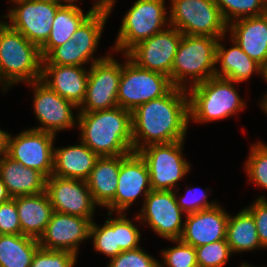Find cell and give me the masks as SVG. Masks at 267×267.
<instances>
[{
    "mask_svg": "<svg viewBox=\"0 0 267 267\" xmlns=\"http://www.w3.org/2000/svg\"><path fill=\"white\" fill-rule=\"evenodd\" d=\"M115 3L116 0H95L92 7L95 10H107L111 14Z\"/></svg>",
    "mask_w": 267,
    "mask_h": 267,
    "instance_id": "7bdbcfd3",
    "label": "cell"
},
{
    "mask_svg": "<svg viewBox=\"0 0 267 267\" xmlns=\"http://www.w3.org/2000/svg\"><path fill=\"white\" fill-rule=\"evenodd\" d=\"M228 32L251 59L267 66V13L235 20L228 25Z\"/></svg>",
    "mask_w": 267,
    "mask_h": 267,
    "instance_id": "44dd1931",
    "label": "cell"
},
{
    "mask_svg": "<svg viewBox=\"0 0 267 267\" xmlns=\"http://www.w3.org/2000/svg\"><path fill=\"white\" fill-rule=\"evenodd\" d=\"M184 140L152 144L138 151L147 164L152 190L175 191L191 170L183 156ZM176 188V189H175Z\"/></svg>",
    "mask_w": 267,
    "mask_h": 267,
    "instance_id": "9c48e42d",
    "label": "cell"
},
{
    "mask_svg": "<svg viewBox=\"0 0 267 267\" xmlns=\"http://www.w3.org/2000/svg\"><path fill=\"white\" fill-rule=\"evenodd\" d=\"M182 33L169 26L132 47L125 55L137 66L167 75L171 81L174 56Z\"/></svg>",
    "mask_w": 267,
    "mask_h": 267,
    "instance_id": "2e32d148",
    "label": "cell"
},
{
    "mask_svg": "<svg viewBox=\"0 0 267 267\" xmlns=\"http://www.w3.org/2000/svg\"><path fill=\"white\" fill-rule=\"evenodd\" d=\"M219 38L182 35L171 70L174 87L188 89L215 76Z\"/></svg>",
    "mask_w": 267,
    "mask_h": 267,
    "instance_id": "5b68a950",
    "label": "cell"
},
{
    "mask_svg": "<svg viewBox=\"0 0 267 267\" xmlns=\"http://www.w3.org/2000/svg\"><path fill=\"white\" fill-rule=\"evenodd\" d=\"M43 57L40 48L10 26L0 42V86L2 92L18 83L41 79Z\"/></svg>",
    "mask_w": 267,
    "mask_h": 267,
    "instance_id": "277c9868",
    "label": "cell"
},
{
    "mask_svg": "<svg viewBox=\"0 0 267 267\" xmlns=\"http://www.w3.org/2000/svg\"><path fill=\"white\" fill-rule=\"evenodd\" d=\"M0 234H21V226L15 200L0 204Z\"/></svg>",
    "mask_w": 267,
    "mask_h": 267,
    "instance_id": "60d3db41",
    "label": "cell"
},
{
    "mask_svg": "<svg viewBox=\"0 0 267 267\" xmlns=\"http://www.w3.org/2000/svg\"><path fill=\"white\" fill-rule=\"evenodd\" d=\"M80 139L99 157L128 155L133 150L132 112L116 106L78 112Z\"/></svg>",
    "mask_w": 267,
    "mask_h": 267,
    "instance_id": "7a4b0ae2",
    "label": "cell"
},
{
    "mask_svg": "<svg viewBox=\"0 0 267 267\" xmlns=\"http://www.w3.org/2000/svg\"><path fill=\"white\" fill-rule=\"evenodd\" d=\"M226 241L232 254L263 249L254 218L245 207L237 215L229 214Z\"/></svg>",
    "mask_w": 267,
    "mask_h": 267,
    "instance_id": "83f0119b",
    "label": "cell"
},
{
    "mask_svg": "<svg viewBox=\"0 0 267 267\" xmlns=\"http://www.w3.org/2000/svg\"><path fill=\"white\" fill-rule=\"evenodd\" d=\"M169 25L183 35L221 38L228 33L214 0H169Z\"/></svg>",
    "mask_w": 267,
    "mask_h": 267,
    "instance_id": "52a82bcc",
    "label": "cell"
},
{
    "mask_svg": "<svg viewBox=\"0 0 267 267\" xmlns=\"http://www.w3.org/2000/svg\"><path fill=\"white\" fill-rule=\"evenodd\" d=\"M0 178L12 198L40 194L46 187V178L40 172L24 167L7 155L0 158Z\"/></svg>",
    "mask_w": 267,
    "mask_h": 267,
    "instance_id": "d4e9b609",
    "label": "cell"
},
{
    "mask_svg": "<svg viewBox=\"0 0 267 267\" xmlns=\"http://www.w3.org/2000/svg\"><path fill=\"white\" fill-rule=\"evenodd\" d=\"M107 267H159V261L139 247L122 251L110 259Z\"/></svg>",
    "mask_w": 267,
    "mask_h": 267,
    "instance_id": "f35d334b",
    "label": "cell"
},
{
    "mask_svg": "<svg viewBox=\"0 0 267 267\" xmlns=\"http://www.w3.org/2000/svg\"><path fill=\"white\" fill-rule=\"evenodd\" d=\"M118 238L122 251L133 250L140 247L141 232L139 227L126 217V213H117Z\"/></svg>",
    "mask_w": 267,
    "mask_h": 267,
    "instance_id": "ab89813d",
    "label": "cell"
},
{
    "mask_svg": "<svg viewBox=\"0 0 267 267\" xmlns=\"http://www.w3.org/2000/svg\"><path fill=\"white\" fill-rule=\"evenodd\" d=\"M246 209L252 214L263 249L267 248V198L258 196Z\"/></svg>",
    "mask_w": 267,
    "mask_h": 267,
    "instance_id": "b9f144b4",
    "label": "cell"
},
{
    "mask_svg": "<svg viewBox=\"0 0 267 267\" xmlns=\"http://www.w3.org/2000/svg\"><path fill=\"white\" fill-rule=\"evenodd\" d=\"M64 2H78V0H62Z\"/></svg>",
    "mask_w": 267,
    "mask_h": 267,
    "instance_id": "f907efd6",
    "label": "cell"
},
{
    "mask_svg": "<svg viewBox=\"0 0 267 267\" xmlns=\"http://www.w3.org/2000/svg\"><path fill=\"white\" fill-rule=\"evenodd\" d=\"M120 170L119 156L99 157L87 180L94 202L106 207L115 197Z\"/></svg>",
    "mask_w": 267,
    "mask_h": 267,
    "instance_id": "484cf974",
    "label": "cell"
},
{
    "mask_svg": "<svg viewBox=\"0 0 267 267\" xmlns=\"http://www.w3.org/2000/svg\"><path fill=\"white\" fill-rule=\"evenodd\" d=\"M109 16L107 10H94L74 32L72 41L81 48H98Z\"/></svg>",
    "mask_w": 267,
    "mask_h": 267,
    "instance_id": "1f68e13d",
    "label": "cell"
},
{
    "mask_svg": "<svg viewBox=\"0 0 267 267\" xmlns=\"http://www.w3.org/2000/svg\"><path fill=\"white\" fill-rule=\"evenodd\" d=\"M239 267H255V266H252L251 264L247 263V262H244L242 264H240ZM266 267V266H265Z\"/></svg>",
    "mask_w": 267,
    "mask_h": 267,
    "instance_id": "c3c4849f",
    "label": "cell"
},
{
    "mask_svg": "<svg viewBox=\"0 0 267 267\" xmlns=\"http://www.w3.org/2000/svg\"><path fill=\"white\" fill-rule=\"evenodd\" d=\"M86 96L78 112H92L118 106L121 63L112 53L89 67Z\"/></svg>",
    "mask_w": 267,
    "mask_h": 267,
    "instance_id": "5bb4252c",
    "label": "cell"
},
{
    "mask_svg": "<svg viewBox=\"0 0 267 267\" xmlns=\"http://www.w3.org/2000/svg\"><path fill=\"white\" fill-rule=\"evenodd\" d=\"M97 48H81L70 39L63 45L55 47L44 59L42 65H71V66H85L89 63L99 62L107 58L111 53L102 56L94 57V52Z\"/></svg>",
    "mask_w": 267,
    "mask_h": 267,
    "instance_id": "f546056e",
    "label": "cell"
},
{
    "mask_svg": "<svg viewBox=\"0 0 267 267\" xmlns=\"http://www.w3.org/2000/svg\"><path fill=\"white\" fill-rule=\"evenodd\" d=\"M12 197L9 195L5 184L0 178V204L9 201Z\"/></svg>",
    "mask_w": 267,
    "mask_h": 267,
    "instance_id": "f6af8a7d",
    "label": "cell"
},
{
    "mask_svg": "<svg viewBox=\"0 0 267 267\" xmlns=\"http://www.w3.org/2000/svg\"><path fill=\"white\" fill-rule=\"evenodd\" d=\"M45 191L54 211L84 218L94 217L97 204L87 181L51 175L46 179Z\"/></svg>",
    "mask_w": 267,
    "mask_h": 267,
    "instance_id": "e0dca14e",
    "label": "cell"
},
{
    "mask_svg": "<svg viewBox=\"0 0 267 267\" xmlns=\"http://www.w3.org/2000/svg\"><path fill=\"white\" fill-rule=\"evenodd\" d=\"M124 56L117 95L119 107L133 112L143 103L166 95L174 87L167 75L141 68Z\"/></svg>",
    "mask_w": 267,
    "mask_h": 267,
    "instance_id": "ba28073f",
    "label": "cell"
},
{
    "mask_svg": "<svg viewBox=\"0 0 267 267\" xmlns=\"http://www.w3.org/2000/svg\"><path fill=\"white\" fill-rule=\"evenodd\" d=\"M261 99H262L260 100L261 109L267 115V93Z\"/></svg>",
    "mask_w": 267,
    "mask_h": 267,
    "instance_id": "7dc6e473",
    "label": "cell"
},
{
    "mask_svg": "<svg viewBox=\"0 0 267 267\" xmlns=\"http://www.w3.org/2000/svg\"><path fill=\"white\" fill-rule=\"evenodd\" d=\"M214 2L228 25L241 18L267 13V0H214Z\"/></svg>",
    "mask_w": 267,
    "mask_h": 267,
    "instance_id": "d6a6232c",
    "label": "cell"
},
{
    "mask_svg": "<svg viewBox=\"0 0 267 267\" xmlns=\"http://www.w3.org/2000/svg\"><path fill=\"white\" fill-rule=\"evenodd\" d=\"M13 8L3 17L9 26L41 48L51 33L53 21L62 0H10Z\"/></svg>",
    "mask_w": 267,
    "mask_h": 267,
    "instance_id": "30bf717a",
    "label": "cell"
},
{
    "mask_svg": "<svg viewBox=\"0 0 267 267\" xmlns=\"http://www.w3.org/2000/svg\"><path fill=\"white\" fill-rule=\"evenodd\" d=\"M151 190L148 167L141 155L138 152L120 155L118 187L105 208L112 213H124L141 195L144 200Z\"/></svg>",
    "mask_w": 267,
    "mask_h": 267,
    "instance_id": "9a60e30c",
    "label": "cell"
},
{
    "mask_svg": "<svg viewBox=\"0 0 267 267\" xmlns=\"http://www.w3.org/2000/svg\"><path fill=\"white\" fill-rule=\"evenodd\" d=\"M195 249L198 267H224L232 256L226 240L201 245Z\"/></svg>",
    "mask_w": 267,
    "mask_h": 267,
    "instance_id": "d590c367",
    "label": "cell"
},
{
    "mask_svg": "<svg viewBox=\"0 0 267 267\" xmlns=\"http://www.w3.org/2000/svg\"><path fill=\"white\" fill-rule=\"evenodd\" d=\"M263 80L267 81V66L264 68V78Z\"/></svg>",
    "mask_w": 267,
    "mask_h": 267,
    "instance_id": "681fc988",
    "label": "cell"
},
{
    "mask_svg": "<svg viewBox=\"0 0 267 267\" xmlns=\"http://www.w3.org/2000/svg\"><path fill=\"white\" fill-rule=\"evenodd\" d=\"M33 88V110L39 126L31 129L56 135L58 131L74 128L78 116L74 117L73 109H79L74 103L61 97L41 80L27 83Z\"/></svg>",
    "mask_w": 267,
    "mask_h": 267,
    "instance_id": "4fadbf2b",
    "label": "cell"
},
{
    "mask_svg": "<svg viewBox=\"0 0 267 267\" xmlns=\"http://www.w3.org/2000/svg\"><path fill=\"white\" fill-rule=\"evenodd\" d=\"M55 140L56 135L31 128L16 136L9 133L7 156L47 179L53 173Z\"/></svg>",
    "mask_w": 267,
    "mask_h": 267,
    "instance_id": "7c38bea8",
    "label": "cell"
},
{
    "mask_svg": "<svg viewBox=\"0 0 267 267\" xmlns=\"http://www.w3.org/2000/svg\"><path fill=\"white\" fill-rule=\"evenodd\" d=\"M225 36L219 38L216 48V65L219 64L221 68L215 69V76L225 78L240 84L253 76L252 74H260L264 78V68L251 59L237 44L235 40L230 37V48H226L221 40ZM221 43H220V42Z\"/></svg>",
    "mask_w": 267,
    "mask_h": 267,
    "instance_id": "7402d4cb",
    "label": "cell"
},
{
    "mask_svg": "<svg viewBox=\"0 0 267 267\" xmlns=\"http://www.w3.org/2000/svg\"><path fill=\"white\" fill-rule=\"evenodd\" d=\"M19 215L21 234L39 239L54 212L46 191L13 197Z\"/></svg>",
    "mask_w": 267,
    "mask_h": 267,
    "instance_id": "cb8c5ba5",
    "label": "cell"
},
{
    "mask_svg": "<svg viewBox=\"0 0 267 267\" xmlns=\"http://www.w3.org/2000/svg\"><path fill=\"white\" fill-rule=\"evenodd\" d=\"M88 74L83 66L42 65L40 80L79 108L86 96Z\"/></svg>",
    "mask_w": 267,
    "mask_h": 267,
    "instance_id": "ffe728a7",
    "label": "cell"
},
{
    "mask_svg": "<svg viewBox=\"0 0 267 267\" xmlns=\"http://www.w3.org/2000/svg\"><path fill=\"white\" fill-rule=\"evenodd\" d=\"M165 0H136L126 11L112 51L125 55L138 43L168 28Z\"/></svg>",
    "mask_w": 267,
    "mask_h": 267,
    "instance_id": "8992f818",
    "label": "cell"
},
{
    "mask_svg": "<svg viewBox=\"0 0 267 267\" xmlns=\"http://www.w3.org/2000/svg\"><path fill=\"white\" fill-rule=\"evenodd\" d=\"M77 257L69 251L49 250L39 247L30 267H74Z\"/></svg>",
    "mask_w": 267,
    "mask_h": 267,
    "instance_id": "74e56055",
    "label": "cell"
},
{
    "mask_svg": "<svg viewBox=\"0 0 267 267\" xmlns=\"http://www.w3.org/2000/svg\"><path fill=\"white\" fill-rule=\"evenodd\" d=\"M93 219L54 211L38 243L44 249L69 251L77 256L79 245L89 239Z\"/></svg>",
    "mask_w": 267,
    "mask_h": 267,
    "instance_id": "ac0fdd59",
    "label": "cell"
},
{
    "mask_svg": "<svg viewBox=\"0 0 267 267\" xmlns=\"http://www.w3.org/2000/svg\"><path fill=\"white\" fill-rule=\"evenodd\" d=\"M40 245L22 234L0 235V267H30Z\"/></svg>",
    "mask_w": 267,
    "mask_h": 267,
    "instance_id": "f1b7e54d",
    "label": "cell"
},
{
    "mask_svg": "<svg viewBox=\"0 0 267 267\" xmlns=\"http://www.w3.org/2000/svg\"><path fill=\"white\" fill-rule=\"evenodd\" d=\"M184 214L177 204L174 191L151 190L133 220L149 225L152 231L166 240H176L183 232Z\"/></svg>",
    "mask_w": 267,
    "mask_h": 267,
    "instance_id": "8fae6325",
    "label": "cell"
},
{
    "mask_svg": "<svg viewBox=\"0 0 267 267\" xmlns=\"http://www.w3.org/2000/svg\"><path fill=\"white\" fill-rule=\"evenodd\" d=\"M112 214V212L107 213L108 219L101 226L93 221L89 236V239H92L94 250L100 252V254L106 255L110 259L122 252L118 238V217L113 218Z\"/></svg>",
    "mask_w": 267,
    "mask_h": 267,
    "instance_id": "4dcf8cb0",
    "label": "cell"
},
{
    "mask_svg": "<svg viewBox=\"0 0 267 267\" xmlns=\"http://www.w3.org/2000/svg\"><path fill=\"white\" fill-rule=\"evenodd\" d=\"M180 240L194 248L226 240L229 213L218 203L210 209L185 214Z\"/></svg>",
    "mask_w": 267,
    "mask_h": 267,
    "instance_id": "d6986e66",
    "label": "cell"
},
{
    "mask_svg": "<svg viewBox=\"0 0 267 267\" xmlns=\"http://www.w3.org/2000/svg\"><path fill=\"white\" fill-rule=\"evenodd\" d=\"M9 132L0 129V158L7 155Z\"/></svg>",
    "mask_w": 267,
    "mask_h": 267,
    "instance_id": "ee69618b",
    "label": "cell"
},
{
    "mask_svg": "<svg viewBox=\"0 0 267 267\" xmlns=\"http://www.w3.org/2000/svg\"><path fill=\"white\" fill-rule=\"evenodd\" d=\"M177 191L179 190L177 189L174 191L177 204L185 214L198 212L204 209H210L218 204L215 200L212 202L207 200L209 197V194H207V188L204 190L202 188L198 189V187H188L185 195L183 196H180L179 192ZM205 191H207V193Z\"/></svg>",
    "mask_w": 267,
    "mask_h": 267,
    "instance_id": "8d00e7d4",
    "label": "cell"
},
{
    "mask_svg": "<svg viewBox=\"0 0 267 267\" xmlns=\"http://www.w3.org/2000/svg\"><path fill=\"white\" fill-rule=\"evenodd\" d=\"M250 147V153L244 165L246 175L252 184L267 190V144L258 141Z\"/></svg>",
    "mask_w": 267,
    "mask_h": 267,
    "instance_id": "836d02e7",
    "label": "cell"
},
{
    "mask_svg": "<svg viewBox=\"0 0 267 267\" xmlns=\"http://www.w3.org/2000/svg\"><path fill=\"white\" fill-rule=\"evenodd\" d=\"M236 84L214 76L188 88L189 120L197 123L214 122L245 110L246 103L235 88Z\"/></svg>",
    "mask_w": 267,
    "mask_h": 267,
    "instance_id": "3957f363",
    "label": "cell"
},
{
    "mask_svg": "<svg viewBox=\"0 0 267 267\" xmlns=\"http://www.w3.org/2000/svg\"><path fill=\"white\" fill-rule=\"evenodd\" d=\"M9 27V22L4 21L2 19H0V42H1V38L3 33L5 32V30Z\"/></svg>",
    "mask_w": 267,
    "mask_h": 267,
    "instance_id": "bcb514c9",
    "label": "cell"
},
{
    "mask_svg": "<svg viewBox=\"0 0 267 267\" xmlns=\"http://www.w3.org/2000/svg\"><path fill=\"white\" fill-rule=\"evenodd\" d=\"M176 243V246L161 250L163 262L159 261V267H198L196 249L180 239L168 240Z\"/></svg>",
    "mask_w": 267,
    "mask_h": 267,
    "instance_id": "e575fe53",
    "label": "cell"
},
{
    "mask_svg": "<svg viewBox=\"0 0 267 267\" xmlns=\"http://www.w3.org/2000/svg\"><path fill=\"white\" fill-rule=\"evenodd\" d=\"M189 122L186 89L173 87L166 95L143 103L132 112L134 152L152 144L185 140Z\"/></svg>",
    "mask_w": 267,
    "mask_h": 267,
    "instance_id": "6da1fadb",
    "label": "cell"
},
{
    "mask_svg": "<svg viewBox=\"0 0 267 267\" xmlns=\"http://www.w3.org/2000/svg\"><path fill=\"white\" fill-rule=\"evenodd\" d=\"M79 141V144L54 148L53 176L88 180L99 156Z\"/></svg>",
    "mask_w": 267,
    "mask_h": 267,
    "instance_id": "603a6c76",
    "label": "cell"
},
{
    "mask_svg": "<svg viewBox=\"0 0 267 267\" xmlns=\"http://www.w3.org/2000/svg\"><path fill=\"white\" fill-rule=\"evenodd\" d=\"M76 2H64L57 10L53 21L51 33L45 44L40 48L43 59L57 46L69 41L83 23L95 10L93 7L83 13Z\"/></svg>",
    "mask_w": 267,
    "mask_h": 267,
    "instance_id": "4316f807",
    "label": "cell"
}]
</instances>
